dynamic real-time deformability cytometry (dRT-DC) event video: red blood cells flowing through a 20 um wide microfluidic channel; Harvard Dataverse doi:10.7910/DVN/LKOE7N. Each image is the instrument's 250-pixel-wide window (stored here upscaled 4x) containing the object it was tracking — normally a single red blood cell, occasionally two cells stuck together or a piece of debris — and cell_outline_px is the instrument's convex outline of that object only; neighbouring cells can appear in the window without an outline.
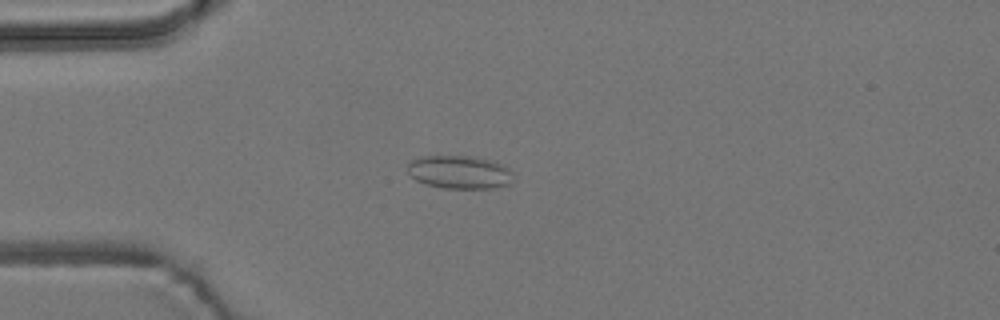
{"species": "common noctule bat (a hibernating species)", "species_latin": "Nyctalus noctula", "temperature_condition": "room temperature", "stored_images_in_passage": 6, "camera_frame_rate_fps": 3000, "um_per_image_px": 0.085, "animal": {"sex": "male", "body_mass_g": 19.2, "forearm_length_mm": 51.8}, "frame": {"image": 1, "passage_image": 3, "time_ms": 2.333, "image_size_px": [1000, 320], "cell_outline_px": [[512, 180], [508, 184], [492, 188], [444, 188], [424, 184], [416, 180], [408, 172], [408, 164], [412, 160], [420, 156], [468, 156], [492, 160], [504, 164], [508, 168]], "centroid_in_image_um": [39.03, 14.63], "position_along_channel_um": 46.0, "area_um2": 20.35}}
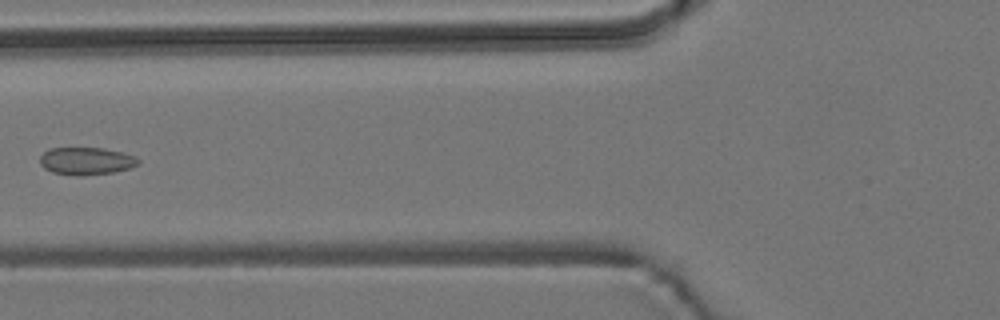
{"frame": {"image": 2, "passage_image": 5, "time_ms": 4.667, "image_size_px": [1000, 320], "cell_outline_px": [[140, 160], [136, 164], [128, 168], [112, 172], [84, 176], [76, 176], [52, 172], [44, 168], [40, 164], [40, 156], [48, 148], [104, 148], [136, 156]], "centroid_in_image_um": [7.29, 13.69], "position_along_channel_um": 118.5, "area_um2": 15.72}}
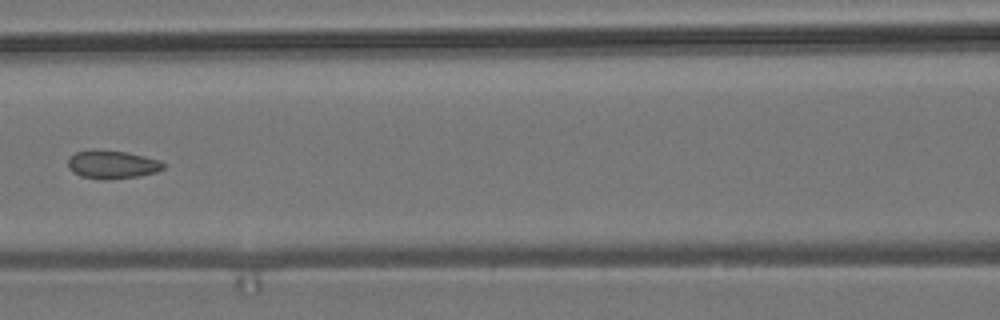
{"frame": {"image": 3, "passage_image": 6, "time_ms": 5.667, "image_size_px": [1000, 320], "cell_outline_px": [[168, 164], [164, 168], [156, 172], [140, 176], [108, 180], [100, 180], [80, 176], [72, 172], [68, 168], [68, 156], [76, 152], [92, 148], [96, 148], [128, 152], [160, 160]], "centroid_in_image_um": [9.52, 13.97], "position_along_channel_um": 157.1, "area_um2": 16.36}}